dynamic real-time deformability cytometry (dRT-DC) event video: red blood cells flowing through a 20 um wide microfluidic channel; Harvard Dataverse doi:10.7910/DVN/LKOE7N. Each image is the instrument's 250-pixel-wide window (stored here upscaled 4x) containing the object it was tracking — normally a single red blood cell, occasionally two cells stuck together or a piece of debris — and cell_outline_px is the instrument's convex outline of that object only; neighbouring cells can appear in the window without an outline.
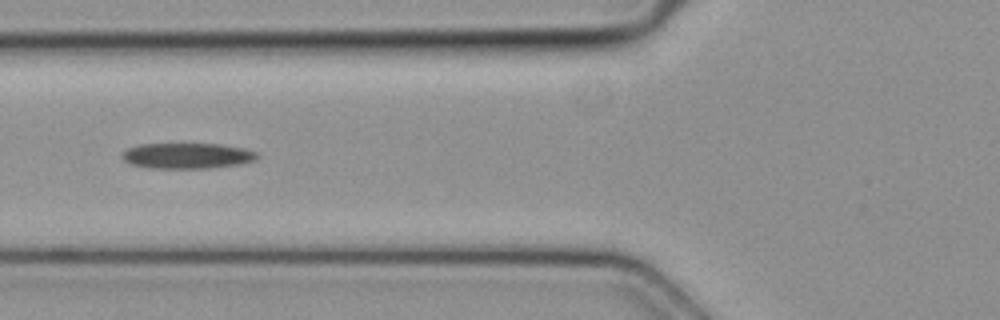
{"species": "common noctule bat (a hibernating species)", "species_latin": "Nyctalus noctula", "temperature_condition": "cold", "stored_images_in_passage": 6, "camera_frame_rate_fps": 3000, "um_per_image_px": 0.085, "animal": {"sex": "female", "body_mass_g": 19.3, "forearm_length_mm": 54.1}, "frame": {"image": 1, "passage_image": 6, "time_ms": 1.667, "image_size_px": [1000, 320], "cell_outline_px": [[260, 156], [256, 160], [244, 164], [208, 168], [148, 168], [132, 164], [124, 160], [120, 156], [128, 148], [140, 144], [220, 144], [244, 148], [256, 152]], "centroid_in_image_um": [15.96, 13.24], "position_along_channel_um": 109.8, "area_um2": 20.29}}